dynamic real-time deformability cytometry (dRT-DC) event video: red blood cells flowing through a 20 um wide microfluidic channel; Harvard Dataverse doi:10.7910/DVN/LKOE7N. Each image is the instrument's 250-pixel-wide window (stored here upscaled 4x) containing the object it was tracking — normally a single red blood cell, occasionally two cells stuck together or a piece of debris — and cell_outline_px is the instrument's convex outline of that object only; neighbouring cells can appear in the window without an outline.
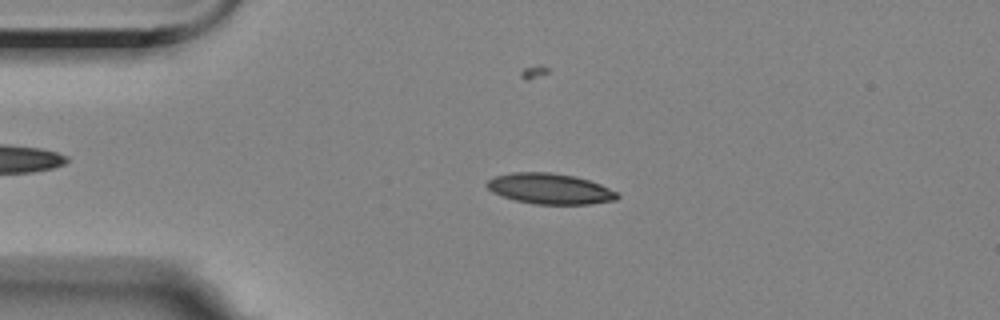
{"species": "Egyptian fruit bat (a non-hibernating species)", "species_latin": "Rousettus aegyptiacus", "temperature_condition": "room temperature", "stored_images_in_passage": 3, "camera_frame_rate_fps": 3000, "um_per_image_px": 0.085, "animal": {"sex": "female"}, "frame": {"image": 1, "passage_image": 2, "time_ms": 1.0, "image_size_px": [1000, 320], "cell_outline_px": [[620, 196], [616, 200], [588, 204], [532, 204], [516, 200], [492, 192], [484, 184], [488, 180], [496, 176], [512, 172], [548, 172], [576, 176], [600, 184], [616, 192]], "centroid_in_image_um": [46.73, 16.04], "position_along_channel_um": 38.3, "area_um2": 23.18}}